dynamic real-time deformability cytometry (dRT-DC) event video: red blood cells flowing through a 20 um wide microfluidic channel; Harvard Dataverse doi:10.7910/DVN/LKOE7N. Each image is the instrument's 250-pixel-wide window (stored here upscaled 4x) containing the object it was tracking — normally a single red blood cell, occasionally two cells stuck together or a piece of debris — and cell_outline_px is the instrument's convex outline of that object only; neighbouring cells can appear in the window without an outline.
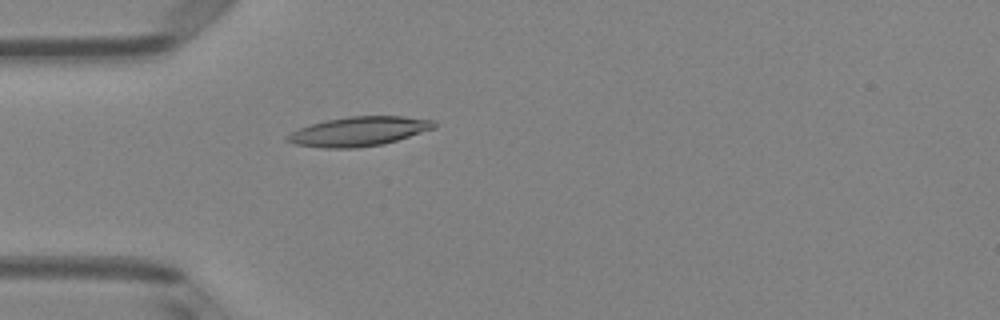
{"species": "Egyptian fruit bat (a non-hibernating species)", "species_latin": "Rousettus aegyptiacus", "temperature_condition": "room temperature", "stored_images_in_passage": 4, "camera_frame_rate_fps": 3000, "um_per_image_px": 0.085, "animal": {"sex": "female"}, "frame": {"image": 1, "passage_image": 4, "time_ms": 1.0, "image_size_px": [1000, 320], "cell_outline_px": [[436, 128], [384, 144], [356, 148], [324, 148], [296, 144], [284, 140], [284, 136], [300, 128], [324, 120], [348, 116], [404, 116], [432, 120], [436, 124]], "centroid_in_image_um": [30.5, 11.17], "position_along_channel_um": 54.5, "area_um2": 25.14}}